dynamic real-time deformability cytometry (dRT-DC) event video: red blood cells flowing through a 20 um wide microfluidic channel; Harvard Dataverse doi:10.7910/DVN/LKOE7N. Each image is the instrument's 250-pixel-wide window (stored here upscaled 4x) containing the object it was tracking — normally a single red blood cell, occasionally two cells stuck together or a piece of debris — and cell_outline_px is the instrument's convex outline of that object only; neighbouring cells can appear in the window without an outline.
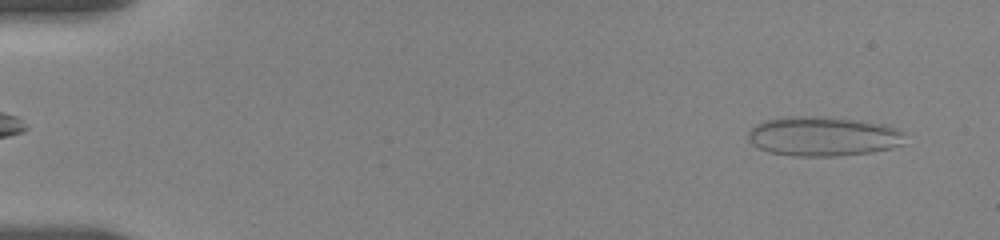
{"species": "human", "species_latin": "Homo sapiens", "temperature_condition": "room temperature", "stored_images_in_passage": 68, "camera_frame_rate_fps": 3000, "um_per_image_px": 0.085, "donor": {"sex": "female"}, "frame": {"image": 1, "passage_image": 2, "time_ms": 0.333, "image_size_px": [1000, 240], "cell_outline_px": [[904, 144], [892, 148], [872, 152], [836, 156], [792, 156], [772, 152], [760, 148], [752, 144], [748, 140], [748, 132], [756, 124], [764, 120], [792, 116], [828, 116], [860, 120], [888, 124], [896, 128], [900, 132]], "centroid_in_image_um": [69.97, 11.57], "position_along_channel_um": 15.0, "area_um2": 36.3}}
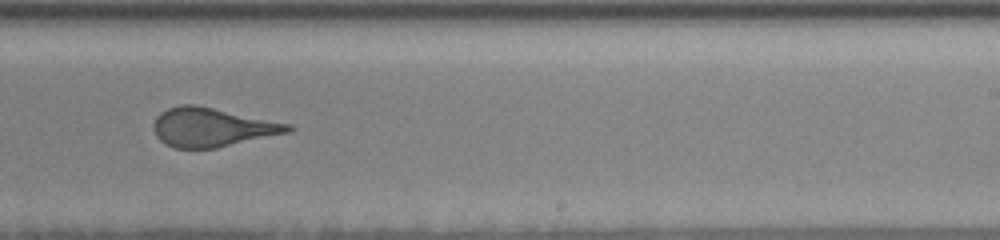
{"frame": {"image": 2, "passage_image": 39, "time_ms": 10.667, "image_size_px": [1000, 240], "cell_outline_px": [[292, 132], [216, 148], [176, 148], [164, 144], [156, 136], [152, 128], [152, 124], [156, 116], [160, 112], [168, 108], [180, 104], [196, 104], [292, 124]], "centroid_in_image_um": [18.01, 10.81], "position_along_channel_um": 271.0, "area_um2": 30.81}}
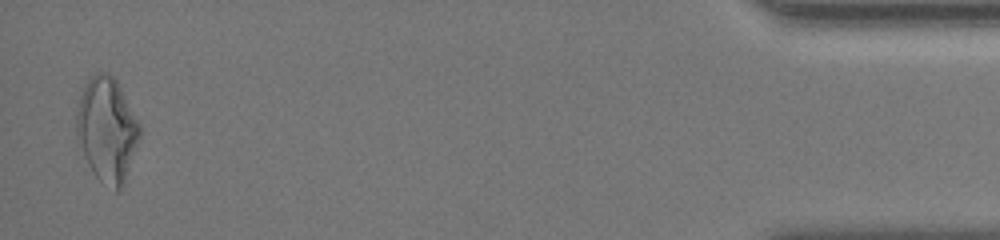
{"frame": {"image": 3, "passage_image": 67, "time_ms": 17.0, "image_size_px": [1000, 240], "cell_outline_px": [[140, 136], [124, 184], [116, 192], [100, 180], [92, 172], [76, 136], [76, 112], [80, 96], [88, 80], [96, 72], [108, 72], [116, 80], [140, 124]], "centroid_in_image_um": [9.09, 11.02], "position_along_channel_um": 426.1, "area_um2": 38.03}, "authors_computed_cell_mechanics": {"area_um2": 32.5125, "velocity_mm_per_s": 3.6577, "shape_relaxation_time_tau1_ms": 7.5392, "shape_relaxation_time_tau2_ms": 0.5612, "deformation_change_tau1": 0.1976, "deformation_change_tau2": 0.1028}}